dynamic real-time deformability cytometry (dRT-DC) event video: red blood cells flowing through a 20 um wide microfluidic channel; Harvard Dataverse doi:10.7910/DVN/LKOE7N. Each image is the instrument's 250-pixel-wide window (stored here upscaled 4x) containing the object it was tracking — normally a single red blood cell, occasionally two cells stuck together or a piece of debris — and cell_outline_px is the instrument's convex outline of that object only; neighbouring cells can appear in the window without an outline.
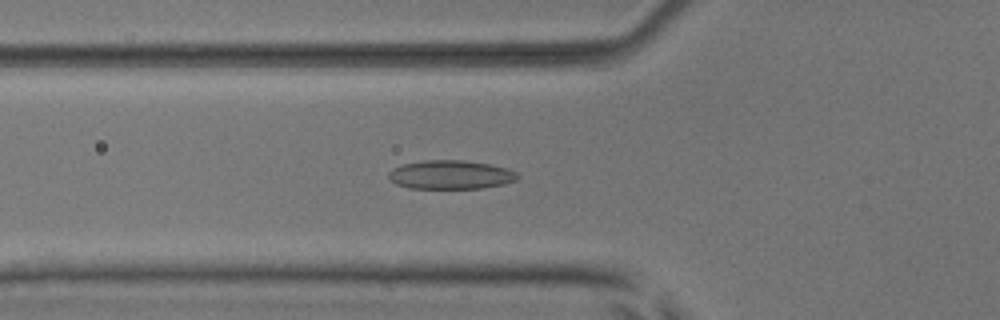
{"species": "common noctule bat (a hibernating species)", "species_latin": "Nyctalus noctula", "temperature_condition": "room temperature", "stored_images_in_passage": 50, "camera_frame_rate_fps": 3000, "um_per_image_px": 0.085, "animal": {"sex": "male", "body_mass_g": 17.9, "forearm_length_mm": 54.2}, "frame": {"image": 1, "passage_image": 16, "time_ms": 5.0, "image_size_px": [1000, 320], "cell_outline_px": [[520, 176], [516, 180], [504, 184], [480, 188], [408, 188], [396, 184], [388, 176], [388, 172], [392, 168], [400, 164], [424, 160], [464, 160], [488, 164], [504, 168], [516, 172]], "centroid_in_image_um": [38.26, 14.84], "position_along_channel_um": 87.5, "area_um2": 21.62}}
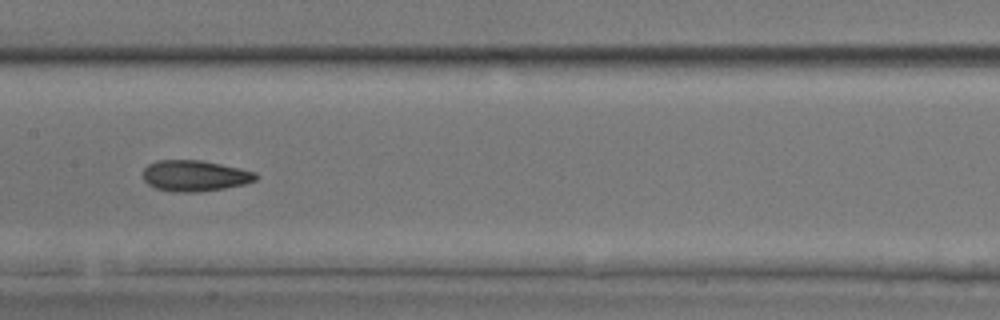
{"frame": {"image": 2, "passage_image": 24, "time_ms": 7.667, "image_size_px": [1000, 320], "cell_outline_px": [[260, 176], [256, 180], [244, 184], [224, 188], [200, 192], [172, 192], [156, 188], [148, 184], [144, 180], [144, 168], [148, 164], [156, 160], [200, 160], [240, 168], [256, 172]], "centroid_in_image_um": [16.57, 14.94], "position_along_channel_um": 190.8, "area_um2": 20.46}}
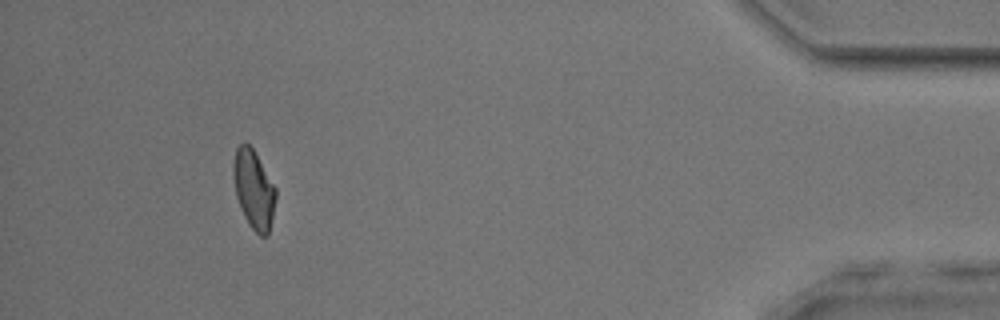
{"frame": {"image": 3, "passage_image": 46, "time_ms": 15.0, "image_size_px": [1000, 320], "cell_outline_px": [[276, 200], [268, 236], [260, 236], [248, 224], [244, 216], [236, 196], [232, 176], [232, 164], [236, 148], [240, 144], [248, 144], [252, 148], [276, 188]], "centroid_in_image_um": [21.55, 16.11], "position_along_channel_um": 413.6, "area_um2": 19.42}, "authors_computed_cell_mechanics": {"area_um2": 20.2589, "velocity_mm_per_s": 3.8708, "shape_relaxation_time_tau1_ms": 10.9942, "shape_relaxation_time_tau2_ms": 2.7777, "deformation_change_tau1": 0.2355, "deformation_change_tau2": 0.0811}}